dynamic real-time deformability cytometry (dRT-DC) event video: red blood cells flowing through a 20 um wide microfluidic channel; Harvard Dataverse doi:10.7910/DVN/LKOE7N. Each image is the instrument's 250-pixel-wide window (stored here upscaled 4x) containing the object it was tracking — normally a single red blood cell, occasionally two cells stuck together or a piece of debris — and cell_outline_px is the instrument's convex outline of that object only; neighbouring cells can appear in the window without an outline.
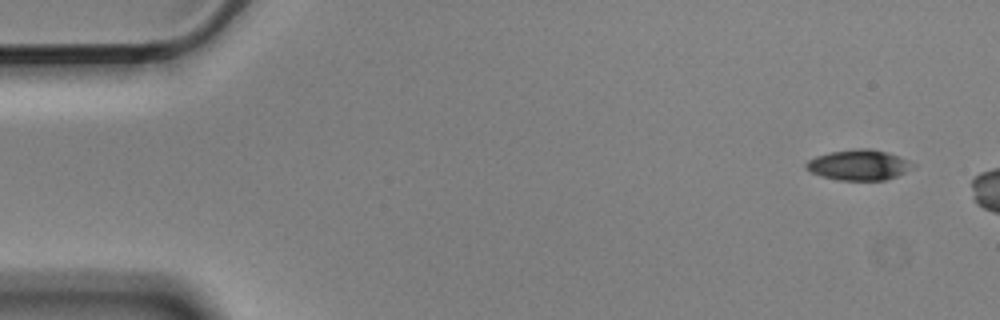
{"species": "Egyptian fruit bat (a non-hibernating species)", "species_latin": "Rousettus aegyptiacus", "temperature_condition": "cold", "stored_images_in_passage": 3, "camera_frame_rate_fps": 3000, "um_per_image_px": 0.085, "animal": {"sex": "male"}, "frame": {"image": 1, "passage_image": 1, "time_ms": 0.0, "image_size_px": [1000, 320], "cell_outline_px": [[916, 164], [904, 172], [896, 176], [884, 180], [836, 180], [820, 176], [804, 168], [804, 164], [808, 160], [816, 156], [832, 152], [856, 148], [868, 148], [888, 152], [908, 160]], "centroid_in_image_um": [72.96, 14.02], "position_along_channel_um": 12.0, "area_um2": 18.9}}